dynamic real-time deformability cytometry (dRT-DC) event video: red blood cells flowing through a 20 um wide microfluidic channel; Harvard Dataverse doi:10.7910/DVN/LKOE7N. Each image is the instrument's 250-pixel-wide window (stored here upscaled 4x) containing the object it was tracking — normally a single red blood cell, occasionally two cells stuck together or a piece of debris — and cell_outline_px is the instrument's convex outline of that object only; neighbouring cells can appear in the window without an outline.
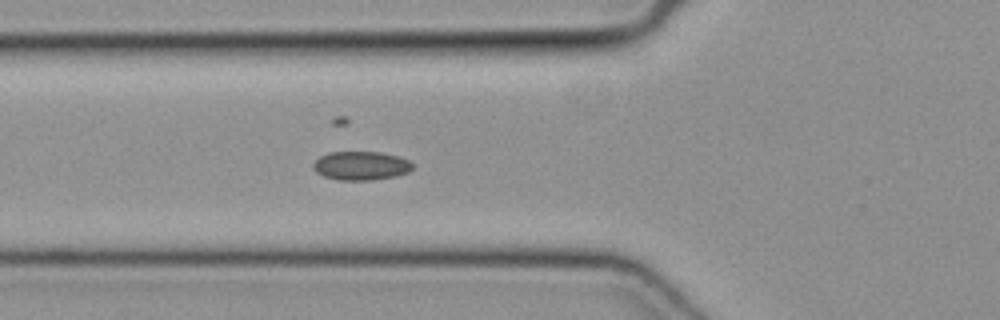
{"species": "common noctule bat (a hibernating species)", "species_latin": "Nyctalus noctula", "temperature_condition": "cold", "stored_images_in_passage": 43, "camera_frame_rate_fps": 3000, "um_per_image_px": 0.085, "animal": {"sex": "female", "body_mass_g": 19.3, "forearm_length_mm": 54.1}, "frame": {"image": 1, "passage_image": 11, "time_ms": 3.333, "image_size_px": [1000, 320], "cell_outline_px": [[412, 168], [408, 172], [396, 176], [372, 180], [336, 180], [324, 176], [316, 172], [312, 168], [312, 164], [320, 156], [328, 152], [380, 152], [400, 156], [408, 160], [412, 164]], "centroid_in_image_um": [30.66, 14.08], "position_along_channel_um": 95.1, "area_um2": 16.76}}
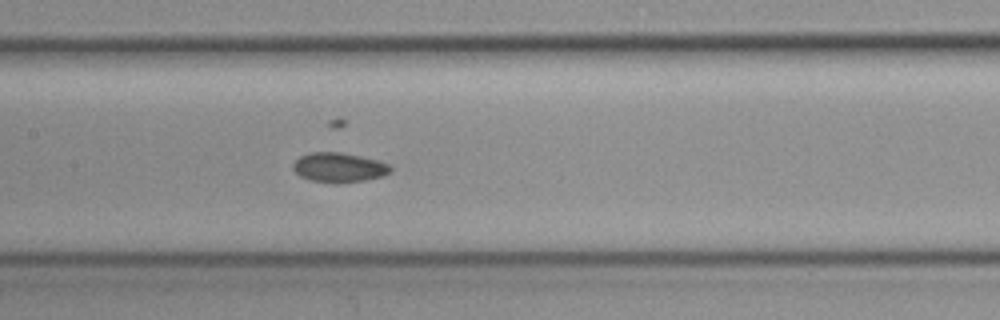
{"frame": {"image": 2, "passage_image": 17, "time_ms": 5.333, "image_size_px": [1000, 320], "cell_outline_px": [[392, 172], [384, 176], [364, 180], [340, 184], [332, 184], [308, 180], [300, 176], [292, 168], [292, 164], [300, 156], [312, 152], [340, 152], [360, 156], [376, 160], [388, 164], [392, 168]], "centroid_in_image_um": [28.8, 14.26], "position_along_channel_um": 178.6, "area_um2": 17.05}}
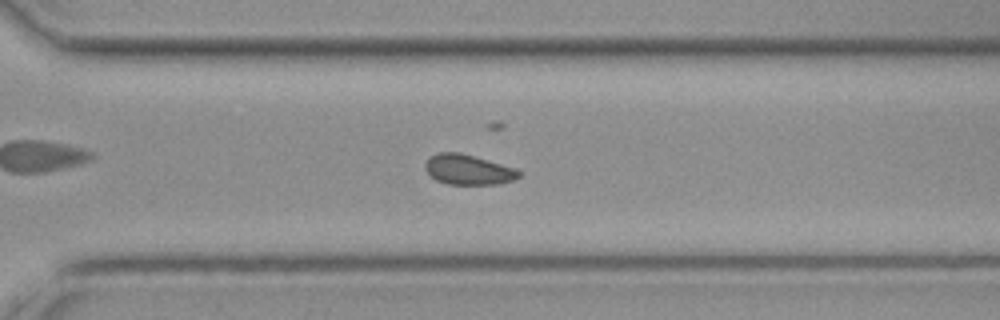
{"frame": {"image": 3, "passage_image": 28, "time_ms": 9.0, "image_size_px": [1000, 320], "cell_outline_px": [[520, 176], [512, 180], [500, 184], [448, 184], [436, 180], [424, 168], [424, 164], [432, 156], [440, 152], [460, 152], [500, 164], [512, 168], [520, 172]], "centroid_in_image_um": [39.77, 14.43], "position_along_channel_um": 330.8, "area_um2": 16.07}}